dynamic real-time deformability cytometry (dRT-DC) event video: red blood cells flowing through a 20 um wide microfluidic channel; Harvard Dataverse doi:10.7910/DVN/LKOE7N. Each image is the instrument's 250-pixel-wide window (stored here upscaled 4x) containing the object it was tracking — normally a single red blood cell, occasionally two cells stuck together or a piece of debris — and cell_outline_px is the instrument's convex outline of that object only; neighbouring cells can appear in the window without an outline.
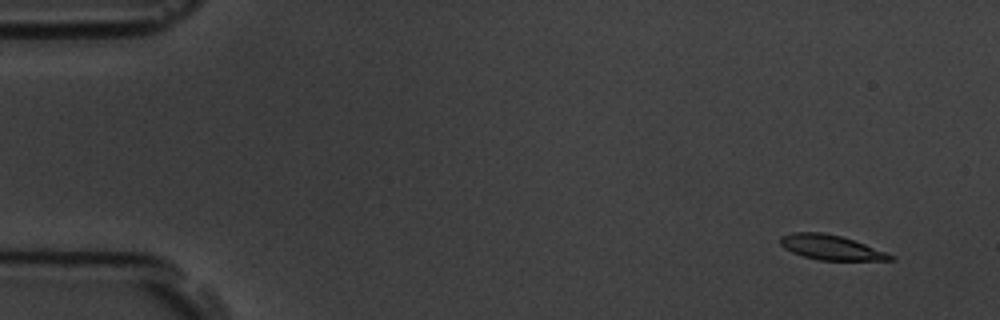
{"species": "common noctule bat (a hibernating species)", "species_latin": "Nyctalus noctula", "temperature_condition": "room temperature", "stored_images_in_passage": 8, "camera_frame_rate_fps": 3000, "um_per_image_px": 0.085, "animal": {"sex": "male", "body_mass_g": 19.5, "forearm_length_mm": 54.6}, "frame": {"image": 1, "passage_image": 1, "time_ms": 0.0, "image_size_px": [1000, 320], "cell_outline_px": [[896, 260], [820, 260], [804, 256], [792, 252], [784, 248], [780, 244], [780, 236], [792, 232], [820, 232], [840, 236], [864, 244], [896, 256]], "centroid_in_image_um": [70.61, 21.03], "position_along_channel_um": 14.4, "area_um2": 15.72}}
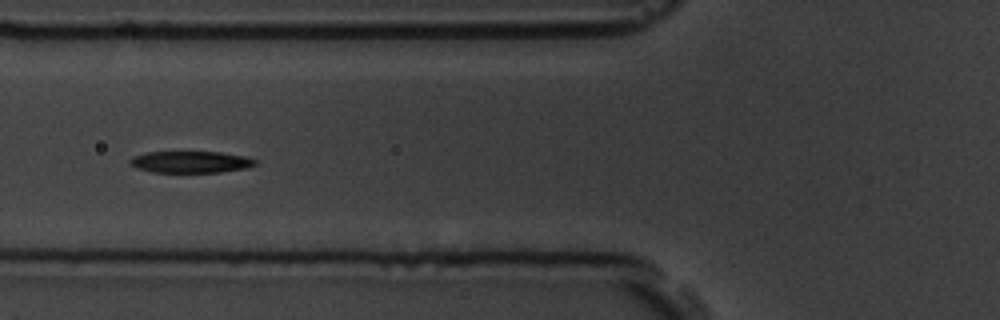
{"frame": {"image": 2, "passage_image": 6, "time_ms": 5.667, "image_size_px": [1000, 320], "cell_outline_px": [[260, 164], [248, 168], [220, 172], [152, 172], [136, 168], [128, 164], [128, 160], [132, 156], [148, 152], [220, 152], [248, 156], [256, 160]], "centroid_in_image_um": [16.23, 13.76], "position_along_channel_um": 109.6, "area_um2": 16.13}}
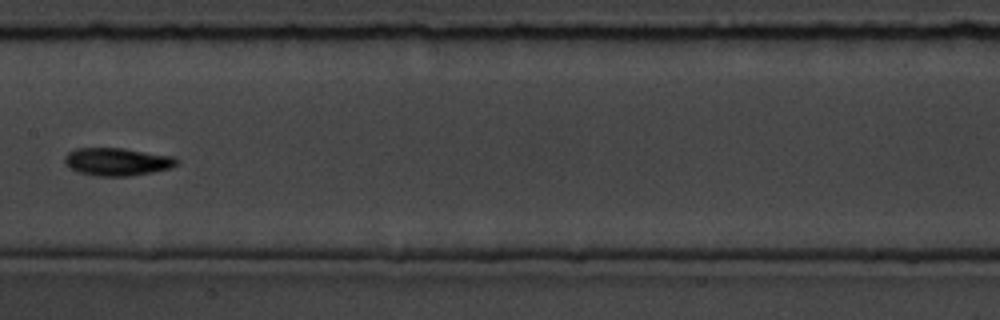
{"frame": {"image": 3, "passage_image": 8, "time_ms": 8.0, "image_size_px": [1000, 320], "cell_outline_px": [[180, 160], [172, 168], [152, 172], [128, 176], [96, 176], [76, 172], [64, 164], [64, 156], [68, 152], [76, 148], [124, 148], [176, 156]], "centroid_in_image_um": [9.96, 13.74], "position_along_channel_um": 197.4, "area_um2": 18.5}}